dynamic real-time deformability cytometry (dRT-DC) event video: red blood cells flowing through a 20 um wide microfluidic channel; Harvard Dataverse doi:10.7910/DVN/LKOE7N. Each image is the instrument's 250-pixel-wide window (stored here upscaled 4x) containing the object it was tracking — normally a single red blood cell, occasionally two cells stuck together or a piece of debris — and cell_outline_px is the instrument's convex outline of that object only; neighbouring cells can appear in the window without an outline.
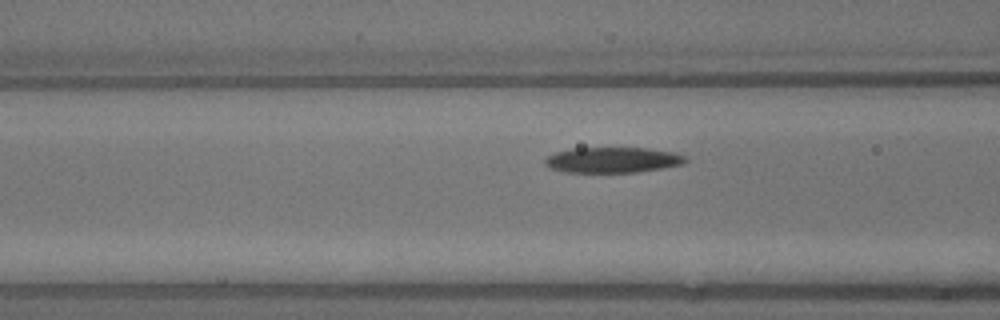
{"species": "common noctule bat (a hibernating species)", "species_latin": "Nyctalus noctula", "temperature_condition": "warm", "stored_images_in_passage": 8, "segment_of_instrument_passage": [2, 2], "camera_frame_rate_fps": 3000, "um_per_image_px": 0.085, "animal": {"sex": "male", "body_mass_g": 13.3}, "frame": {"image": 1, "passage_image": 8, "time_ms": 2.333, "image_size_px": [1000, 320], "cell_outline_px": [[688, 160], [684, 164], [636, 172], [564, 172], [552, 168], [544, 164], [544, 160], [548, 156], [556, 152], [572, 148], [648, 148], [672, 152], [688, 156]], "centroid_in_image_um": [52.1, 13.59], "position_along_channel_um": 114.5, "area_um2": 20.87}}